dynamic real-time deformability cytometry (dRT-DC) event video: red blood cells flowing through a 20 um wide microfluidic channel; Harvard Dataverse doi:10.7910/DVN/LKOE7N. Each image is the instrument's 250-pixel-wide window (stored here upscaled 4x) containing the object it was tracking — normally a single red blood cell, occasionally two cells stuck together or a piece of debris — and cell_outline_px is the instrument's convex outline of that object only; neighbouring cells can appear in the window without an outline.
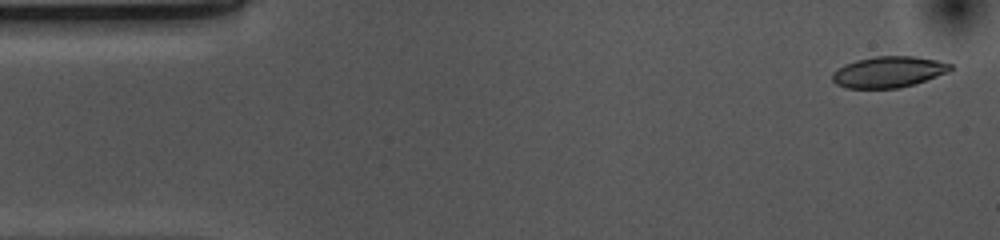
{"species": "common noctule bat (a hibernating species)", "species_latin": "Nyctalus noctula", "temperature_condition": "cold", "stored_images_in_passage": 53, "camera_frame_rate_fps": 3000, "um_per_image_px": 0.085, "animal": {"sex": "female", "body_mass_g": 10.0, "forearm_length_mm": 53.1}, "frame": {"image": 1, "passage_image": 2, "time_ms": 0.333, "image_size_px": [1000, 240], "cell_outline_px": [[952, 68], [948, 72], [900, 88], [848, 88], [836, 84], [832, 80], [832, 72], [844, 64], [856, 60], [876, 56], [916, 56], [936, 60], [952, 64]], "centroid_in_image_um": [75.49, 6.11], "position_along_channel_um": 9.5, "area_um2": 21.27}}
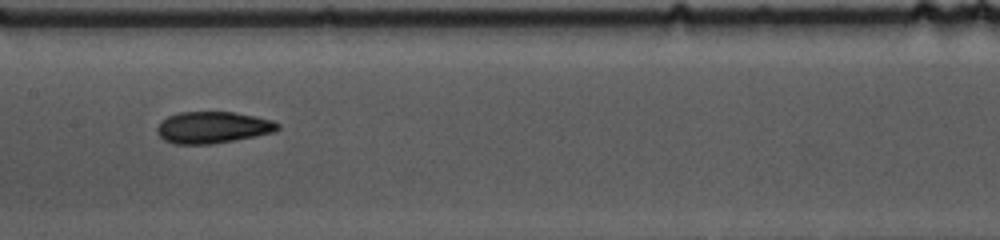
{"frame": {"image": 2, "passage_image": 25, "time_ms": 8.0, "image_size_px": [1000, 240], "cell_outline_px": [[280, 128], [276, 132], [256, 136], [212, 144], [176, 144], [164, 140], [156, 132], [156, 128], [160, 120], [168, 116], [180, 112], [236, 112], [256, 116], [272, 120], [280, 124]], "centroid_in_image_um": [18.09, 10.83], "position_along_channel_um": 189.3, "area_um2": 22.48}}
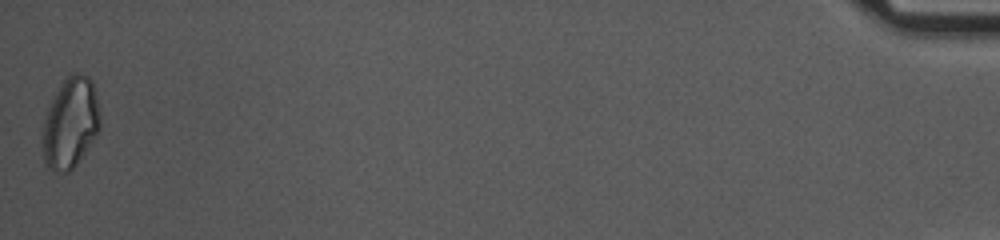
{"frame": {"image": 3, "passage_image": 53, "time_ms": 17.333, "image_size_px": [1000, 240], "cell_outline_px": [[100, 128], [96, 136], [76, 164], [68, 172], [52, 172], [48, 168], [44, 160], [44, 120], [48, 108], [56, 92], [68, 72], [80, 72], [88, 76], [92, 80], [100, 112]], "centroid_in_image_um": [6.01, 10.42], "position_along_channel_um": 429.2, "area_um2": 30.23}, "authors_computed_cell_mechanics": {"area_um2": 22.253, "velocity_mm_per_s": 3.6698, "shape_relaxation_time_tau1_ms": 5.7546, "shape_relaxation_time_tau2_ms": 2.9772, "deformation_change_tau1": 0.1321, "deformation_change_tau2": 0.0788}}